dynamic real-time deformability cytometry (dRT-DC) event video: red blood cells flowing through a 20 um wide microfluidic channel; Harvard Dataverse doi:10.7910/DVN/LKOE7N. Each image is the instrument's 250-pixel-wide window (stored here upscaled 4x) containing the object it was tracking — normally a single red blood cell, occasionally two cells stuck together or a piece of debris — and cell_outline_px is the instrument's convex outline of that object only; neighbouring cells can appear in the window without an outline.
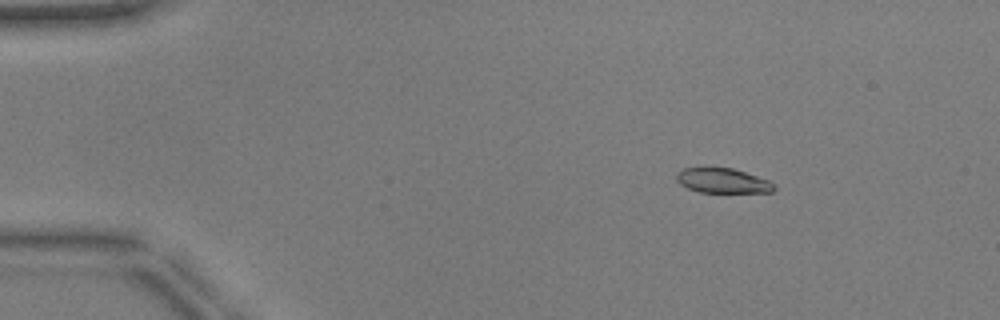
{"species": "common noctule bat (a hibernating species)", "species_latin": "Nyctalus noctula", "temperature_condition": "warm", "stored_images_in_passage": 14, "camera_frame_rate_fps": 3000, "um_per_image_px": 0.085, "animal": {"sex": "male", "body_mass_g": 17.9, "forearm_length_mm": 54.2}, "frame": {"image": 1, "passage_image": 7, "time_ms": 2.0, "image_size_px": [1000, 320], "cell_outline_px": [[776, 188], [772, 192], [700, 192], [688, 188], [680, 184], [676, 180], [676, 172], [684, 168], [732, 168], [768, 180], [776, 184]], "centroid_in_image_um": [61.42, 15.36], "position_along_channel_um": 23.6, "area_um2": 13.99}}